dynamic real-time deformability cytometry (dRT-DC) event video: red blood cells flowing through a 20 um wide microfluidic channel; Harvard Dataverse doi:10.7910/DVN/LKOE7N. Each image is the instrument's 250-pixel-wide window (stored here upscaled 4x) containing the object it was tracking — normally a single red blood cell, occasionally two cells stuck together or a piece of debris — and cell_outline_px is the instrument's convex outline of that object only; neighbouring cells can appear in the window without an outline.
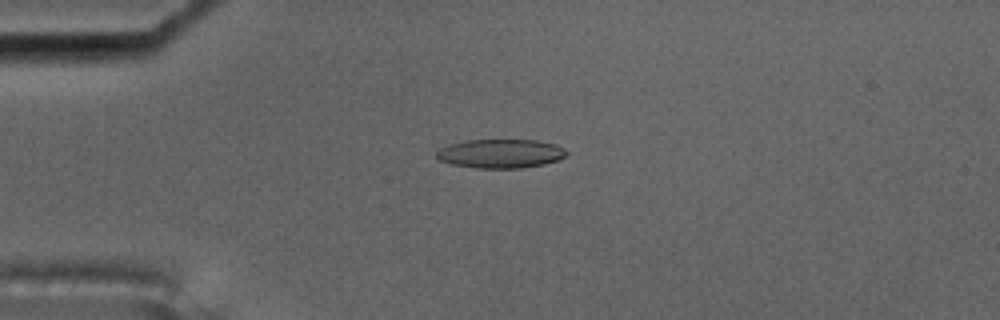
{"species": "common noctule bat (a hibernating species)", "species_latin": "Nyctalus noctula", "temperature_condition": "cold", "stored_images_in_passage": 10, "camera_frame_rate_fps": 3000, "um_per_image_px": 0.085, "animal": {"sex": "male", "body_mass_g": 17.5, "forearm_length_mm": 52.3}, "frame": {"image": 1, "passage_image": 5, "time_ms": 1.333, "image_size_px": [1000, 320], "cell_outline_px": [[568, 152], [564, 156], [556, 160], [544, 164], [524, 168], [476, 168], [452, 164], [440, 160], [436, 156], [436, 152], [440, 148], [448, 144], [468, 140], [536, 140], [556, 144], [564, 148]], "centroid_in_image_um": [42.54, 13.05], "position_along_channel_um": 42.5, "area_um2": 21.91}}